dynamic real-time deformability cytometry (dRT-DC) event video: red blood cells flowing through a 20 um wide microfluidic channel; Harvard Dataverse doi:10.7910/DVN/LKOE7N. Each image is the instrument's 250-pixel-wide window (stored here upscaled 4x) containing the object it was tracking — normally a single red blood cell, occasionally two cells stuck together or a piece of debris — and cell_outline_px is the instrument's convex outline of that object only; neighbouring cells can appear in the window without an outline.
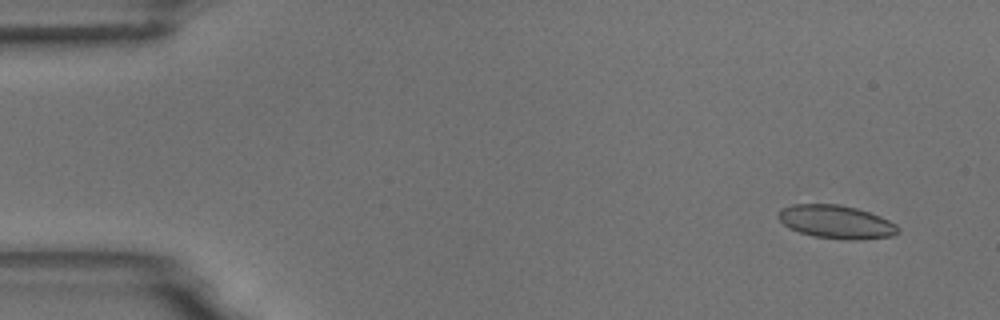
{"species": "common noctule bat (a hibernating species)", "species_latin": "Nyctalus noctula", "temperature_condition": "room temperature", "stored_images_in_passage": 5, "camera_frame_rate_fps": 3000, "um_per_image_px": 0.085, "animal": {"sex": "male", "body_mass_g": 18.8}, "frame": {"image": 1, "passage_image": 1, "time_ms": 0.0, "image_size_px": [1000, 320], "cell_outline_px": [[900, 232], [892, 236], [860, 240], [844, 240], [812, 236], [788, 228], [776, 216], [780, 208], [792, 204], [840, 204], [856, 208], [880, 216], [896, 224], [900, 228]], "centroid_in_image_um": [71.07, 18.86], "position_along_channel_um": 13.9, "area_um2": 23.52}}